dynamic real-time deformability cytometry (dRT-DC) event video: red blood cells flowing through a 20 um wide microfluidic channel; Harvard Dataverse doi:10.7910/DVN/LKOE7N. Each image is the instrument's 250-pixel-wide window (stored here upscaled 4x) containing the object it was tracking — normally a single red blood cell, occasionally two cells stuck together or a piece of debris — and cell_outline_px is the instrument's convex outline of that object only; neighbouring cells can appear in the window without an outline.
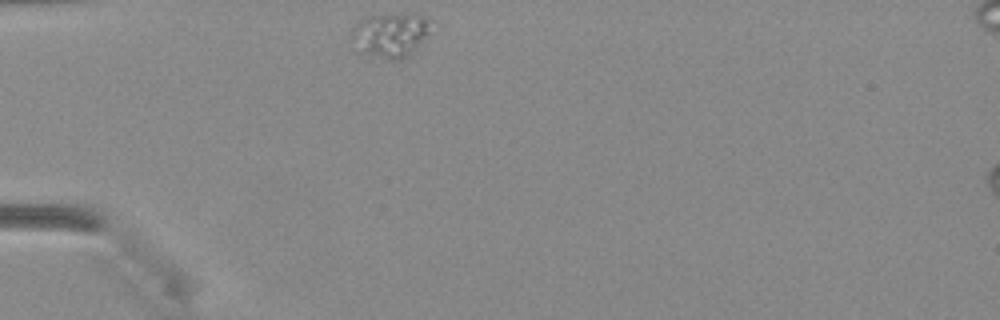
{"species": "Egyptian fruit bat (a non-hibernating species)", "species_latin": "Rousettus aegyptiacus", "temperature_condition": "warm", "stored_images_in_passage": 6, "camera_frame_rate_fps": 3000, "um_per_image_px": 0.085, "animal": {"sex": "female"}, "frame": {"image": 1, "passage_image": 1, "time_ms": 0.0, "image_size_px": [1000, 320], "cell_outline_px": [[432, 32], [400, 60], [392, 60], [360, 52], [352, 36], [352, 32], [356, 24], [360, 20], [368, 16], [388, 12], [424, 16], [432, 20]], "centroid_in_image_um": [33.23, 2.91], "position_along_channel_um": 51.8, "area_um2": 20.4}}
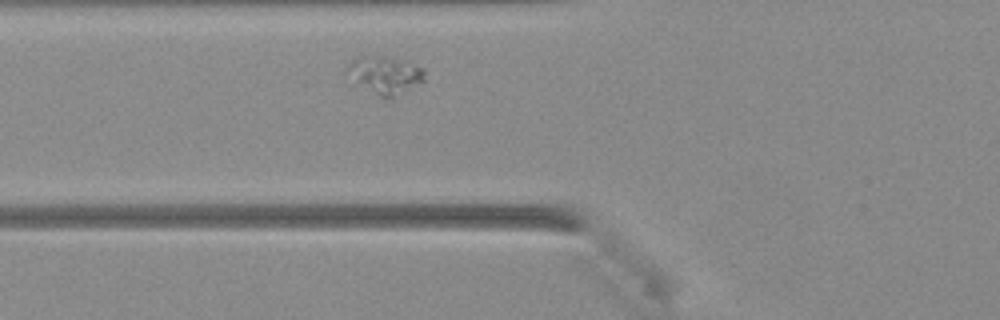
{"frame": {"image": 2, "passage_image": 5, "time_ms": 1.333, "image_size_px": [1000, 320], "cell_outline_px": [[424, 80], [392, 100], [384, 100], [360, 80], [348, 68], [348, 64], [352, 60], [360, 56], [392, 56], [408, 60], [424, 68]], "centroid_in_image_um": [32.9, 6.35], "position_along_channel_um": 92.9, "area_um2": 16.42}}